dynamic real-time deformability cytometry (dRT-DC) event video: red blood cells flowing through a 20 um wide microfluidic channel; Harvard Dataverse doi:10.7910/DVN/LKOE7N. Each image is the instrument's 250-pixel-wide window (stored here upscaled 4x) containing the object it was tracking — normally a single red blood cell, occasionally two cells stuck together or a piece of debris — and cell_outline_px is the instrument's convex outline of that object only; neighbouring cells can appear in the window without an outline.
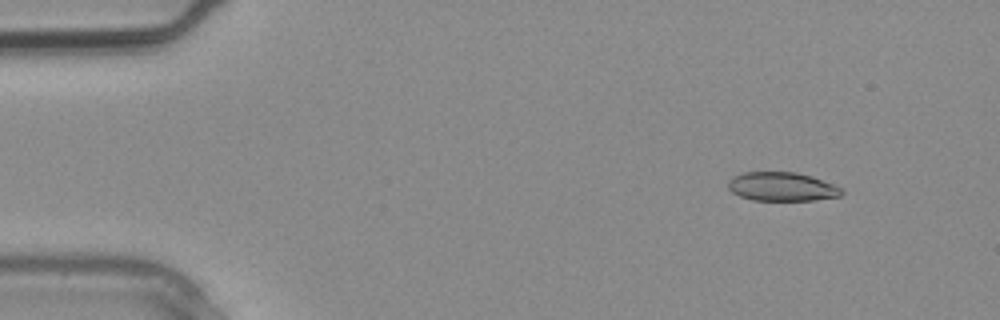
{"species": "common noctule bat (a hibernating species)", "species_latin": "Nyctalus noctula", "temperature_condition": "warm", "stored_images_in_passage": 2, "camera_frame_rate_fps": 3000, "um_per_image_px": 0.085, "animal": {"sex": "male", "body_mass_g": 20.4}, "frame": {"image": 1, "passage_image": 1, "time_ms": 0.0, "image_size_px": [1000, 320], "cell_outline_px": [[844, 192], [840, 196], [816, 200], [752, 200], [740, 196], [732, 192], [728, 188], [728, 180], [732, 176], [744, 172], [796, 172], [812, 176], [832, 184], [840, 188]], "centroid_in_image_um": [66.43, 15.86], "position_along_channel_um": 18.6, "area_um2": 19.07}}